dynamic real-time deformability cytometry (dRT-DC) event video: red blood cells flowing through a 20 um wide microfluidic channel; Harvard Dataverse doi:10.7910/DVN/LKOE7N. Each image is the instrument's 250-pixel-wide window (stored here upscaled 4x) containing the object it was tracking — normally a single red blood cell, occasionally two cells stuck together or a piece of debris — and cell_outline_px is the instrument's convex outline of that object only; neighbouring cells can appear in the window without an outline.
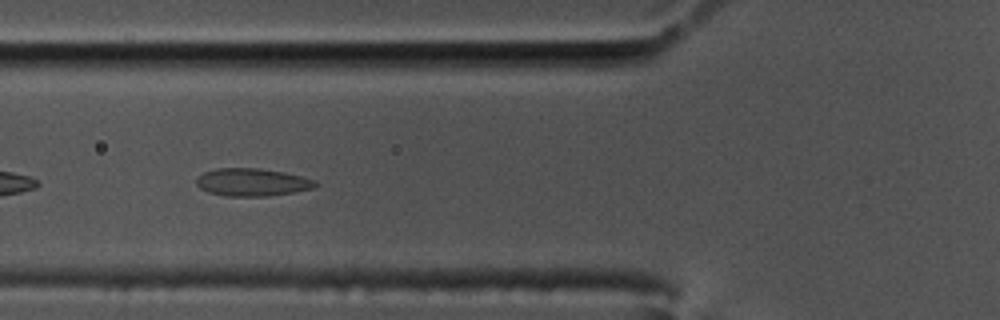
{"species": "common noctule bat (a hibernating species)", "species_latin": "Nyctalus noctula", "temperature_condition": "cold", "stored_images_in_passage": 34, "camera_frame_rate_fps": 3000, "um_per_image_px": 0.085, "animal": {"sex": "male", "body_mass_g": 17.5, "forearm_length_mm": 52.3}, "frame": {"image": 1, "passage_image": 6, "time_ms": 1.667, "image_size_px": [1000, 320], "cell_outline_px": [[320, 184], [312, 188], [292, 192], [268, 196], [224, 196], [208, 192], [200, 188], [196, 184], [196, 180], [204, 172], [216, 168], [260, 168], [284, 172], [316, 180]], "centroid_in_image_um": [21.43, 15.49], "position_along_channel_um": 104.4, "area_um2": 19.19}}
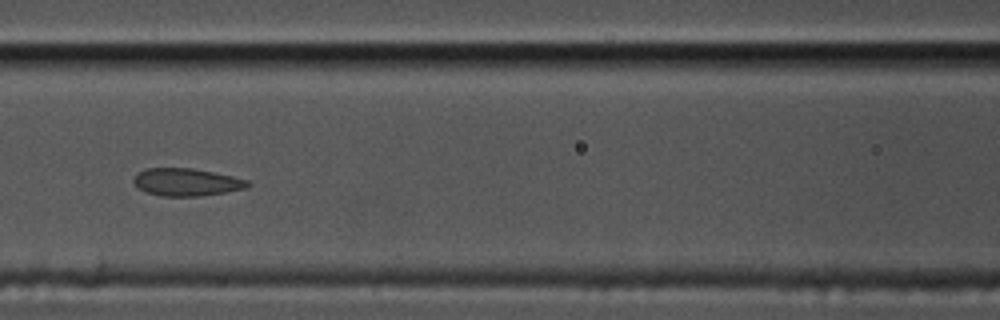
{"frame": {"image": 2, "passage_image": 10, "time_ms": 3.0, "image_size_px": [1000, 320], "cell_outline_px": [[252, 184], [248, 188], [228, 192], [200, 196], [164, 196], [148, 192], [140, 188], [132, 180], [140, 172], [148, 168], [192, 168], [232, 176], [248, 180]], "centroid_in_image_um": [15.94, 15.48], "position_along_channel_um": 150.7, "area_um2": 18.15}}
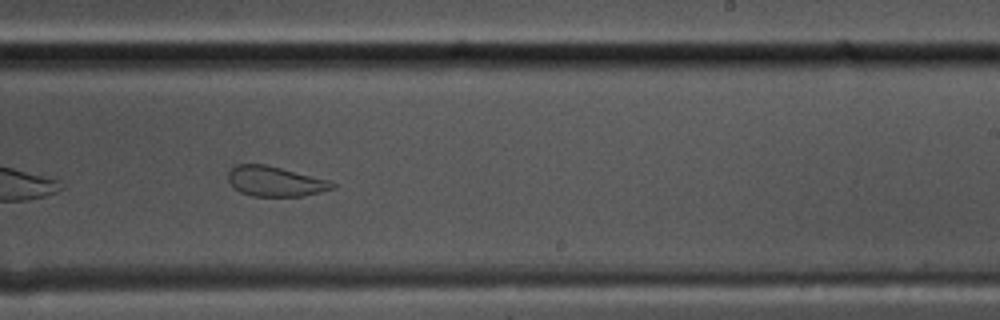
{"frame": {"image": 3, "passage_image": 20, "time_ms": 6.333, "image_size_px": [1000, 320], "cell_outline_px": [[336, 188], [304, 196], [252, 196], [240, 192], [228, 180], [228, 172], [236, 164], [264, 164], [328, 180], [336, 184]], "centroid_in_image_um": [23.39, 15.42], "position_along_channel_um": 265.6, "area_um2": 18.03}}